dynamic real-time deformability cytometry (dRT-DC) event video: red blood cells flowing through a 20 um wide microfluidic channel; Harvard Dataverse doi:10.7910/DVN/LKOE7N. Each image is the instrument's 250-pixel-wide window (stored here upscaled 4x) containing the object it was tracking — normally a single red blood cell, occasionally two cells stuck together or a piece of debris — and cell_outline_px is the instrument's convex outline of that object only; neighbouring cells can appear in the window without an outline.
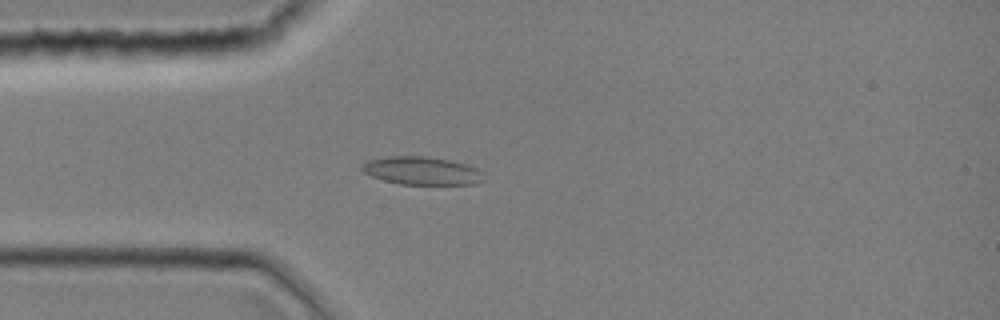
{"species": "common noctule bat (a hibernating species)", "species_latin": "Nyctalus noctula", "temperature_condition": "room temperature", "stored_images_in_passage": 43, "camera_frame_rate_fps": 3000, "um_per_image_px": 0.085, "animal": {"sex": "female", "body_mass_g": 19.0, "forearm_length_mm": 51.5}, "frame": {"image": 1, "passage_image": 11, "time_ms": 3.333, "image_size_px": [1000, 320], "cell_outline_px": [[484, 180], [476, 184], [400, 184], [384, 180], [372, 176], [364, 172], [360, 168], [368, 160], [388, 156], [424, 156], [448, 160], [464, 164], [476, 168], [484, 172]], "centroid_in_image_um": [35.87, 14.52], "position_along_channel_um": 49.1, "area_um2": 19.77}}
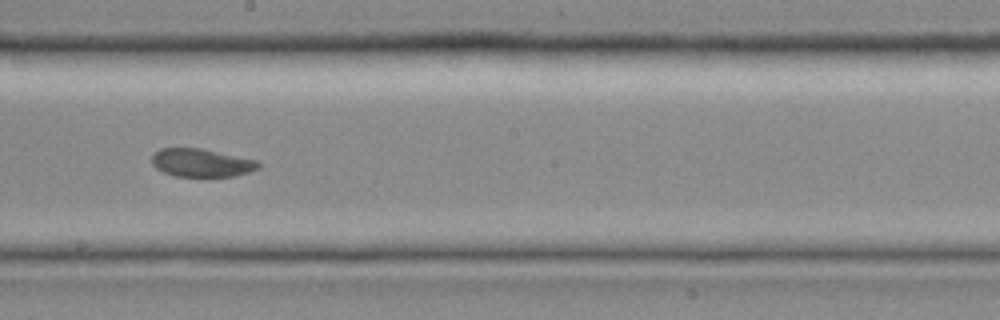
{"frame": {"image": 2, "passage_image": 24, "time_ms": 7.667, "image_size_px": [1000, 320], "cell_outline_px": [[260, 168], [248, 172], [232, 176], [176, 176], [164, 172], [156, 168], [152, 164], [152, 156], [160, 148], [200, 148], [256, 160], [260, 164]], "centroid_in_image_um": [17.11, 13.83], "position_along_channel_um": 231.1, "area_um2": 17.22}}
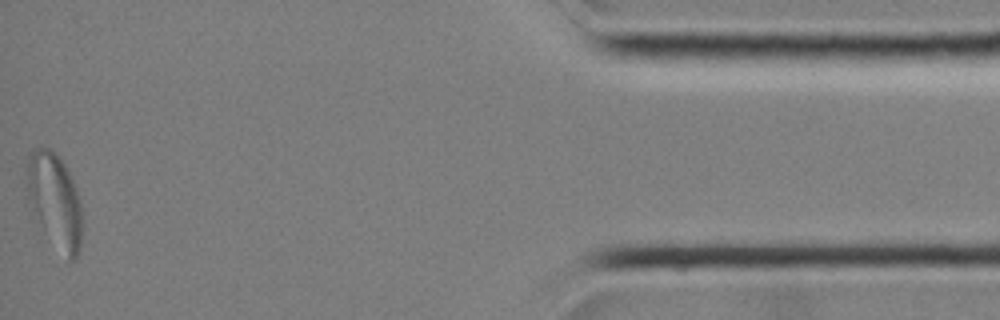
{"frame": {"image": 3, "passage_image": 43, "time_ms": 14.0, "image_size_px": [1000, 320], "cell_outline_px": [[80, 248], [76, 260], [68, 260], [44, 232], [40, 224], [28, 196], [24, 168], [28, 152], [32, 148], [48, 148], [64, 164], [76, 188], [80, 200]], "centroid_in_image_um": [4.61, 17.01], "position_along_channel_um": 430.6, "area_um2": 30.11}}